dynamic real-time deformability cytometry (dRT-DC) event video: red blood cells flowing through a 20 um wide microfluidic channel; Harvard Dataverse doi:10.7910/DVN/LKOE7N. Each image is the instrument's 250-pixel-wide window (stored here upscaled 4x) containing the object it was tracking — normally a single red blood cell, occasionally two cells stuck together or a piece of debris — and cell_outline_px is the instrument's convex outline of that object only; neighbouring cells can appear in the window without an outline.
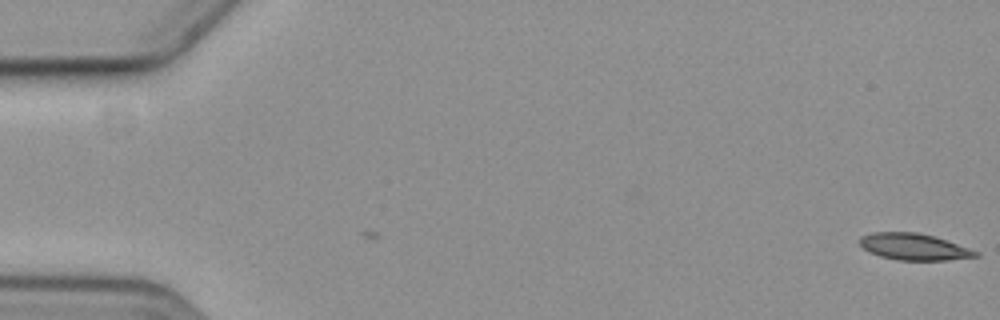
{"species": "common noctule bat (a hibernating species)", "species_latin": "Nyctalus noctula", "temperature_condition": "cold", "stored_images_in_passage": 2, "camera_frame_rate_fps": 3000, "um_per_image_px": 0.085, "animal": {"sex": "female", "body_mass_g": 19.3, "forearm_length_mm": 54.1}, "frame": {"image": 1, "passage_image": 2, "time_ms": 1.333, "image_size_px": [1000, 320], "cell_outline_px": [[980, 256], [948, 260], [896, 260], [880, 256], [868, 252], [860, 244], [860, 236], [872, 232], [920, 232], [936, 236], [980, 252]], "centroid_in_image_um": [77.7, 20.97], "position_along_channel_um": 7.3, "area_um2": 18.15}}